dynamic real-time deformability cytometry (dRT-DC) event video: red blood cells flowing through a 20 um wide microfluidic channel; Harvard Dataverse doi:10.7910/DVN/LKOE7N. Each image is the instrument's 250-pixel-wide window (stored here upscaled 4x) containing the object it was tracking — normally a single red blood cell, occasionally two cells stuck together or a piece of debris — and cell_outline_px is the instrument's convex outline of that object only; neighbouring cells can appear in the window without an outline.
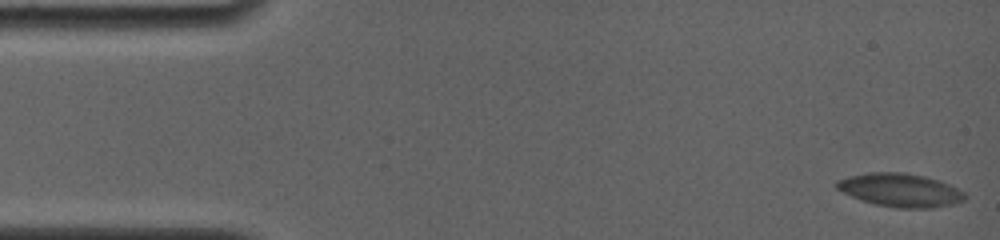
{"species": "common noctule bat (a hibernating species)", "species_latin": "Nyctalus noctula", "temperature_condition": "room temperature", "stored_images_in_passage": 6, "camera_frame_rate_fps": 4000, "um_per_image_px": 0.085, "animal": {"sex": "female", "body_mass_g": 19.0, "forearm_length_mm": 56.7}, "frame": {"image": 1, "passage_image": 1, "time_ms": 0.0, "image_size_px": [1000, 240], "cell_outline_px": [[968, 196], [964, 200], [952, 204], [932, 208], [896, 208], [876, 204], [860, 200], [836, 188], [832, 184], [836, 180], [848, 176], [868, 172], [904, 172], [924, 176], [940, 180], [964, 192]], "centroid_in_image_um": [76.5, 16.15], "position_along_channel_um": 8.5, "area_um2": 25.09}}
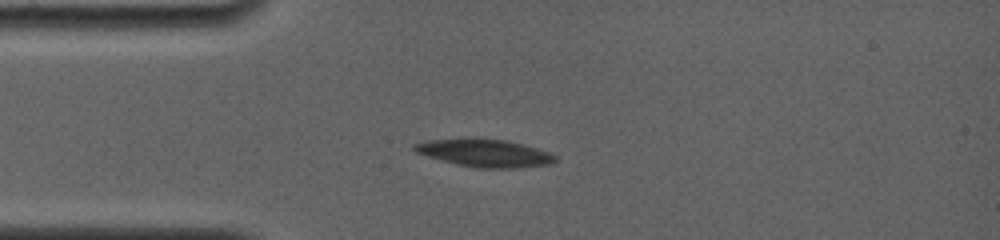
{"frame": {"image": 2, "passage_image": 5, "time_ms": 4.0, "image_size_px": [1000, 240], "cell_outline_px": [[556, 160], [552, 164], [516, 168], [476, 168], [456, 164], [428, 156], [416, 152], [412, 148], [412, 144], [428, 140], [476, 136], [480, 136], [508, 140], [536, 148], [548, 152], [556, 156]], "centroid_in_image_um": [41.17, 12.97], "position_along_channel_um": 43.8, "area_um2": 23.29}}